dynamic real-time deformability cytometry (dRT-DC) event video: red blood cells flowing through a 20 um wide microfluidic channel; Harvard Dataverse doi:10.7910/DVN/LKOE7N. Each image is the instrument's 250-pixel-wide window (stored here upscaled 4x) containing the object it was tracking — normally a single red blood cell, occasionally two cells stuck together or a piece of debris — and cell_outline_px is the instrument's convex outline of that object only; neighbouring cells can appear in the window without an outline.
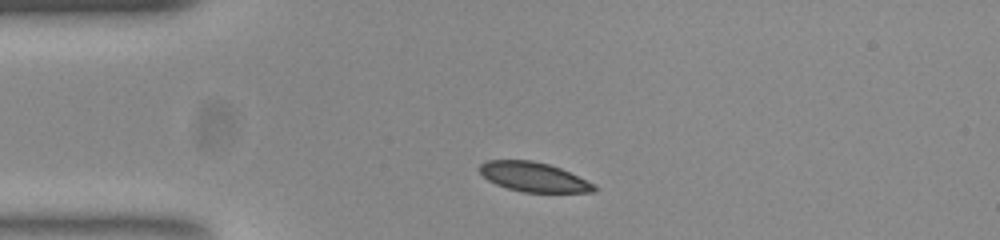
{"species": "common noctule bat (a hibernating species)", "species_latin": "Nyctalus noctula", "temperature_condition": "room temperature", "stored_images_in_passage": 42, "camera_frame_rate_fps": 3000, "um_per_image_px": 0.085, "animal": {"sex": "female", "body_mass_g": 23.0, "forearm_length_mm": 53.4}, "frame": {"image": 1, "passage_image": 1, "time_ms": 0.0, "image_size_px": [1000, 240], "cell_outline_px": [[596, 192], [524, 192], [508, 188], [496, 184], [488, 180], [480, 172], [480, 164], [488, 160], [532, 160], [548, 164], [560, 168], [596, 184]], "centroid_in_image_um": [45.38, 15.04], "position_along_channel_um": 39.6, "area_um2": 19.54}}
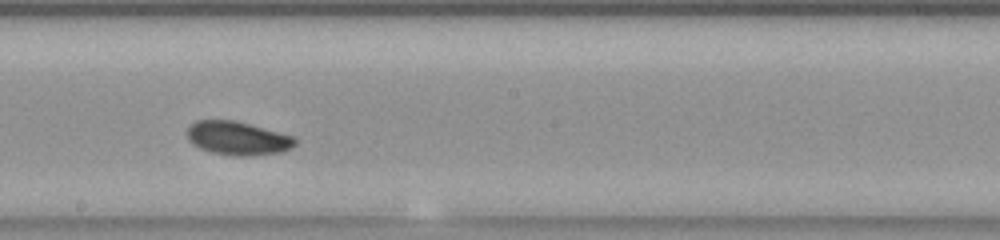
{"frame": {"image": 2, "passage_image": 18, "time_ms": 5.667, "image_size_px": [1000, 240], "cell_outline_px": [[296, 144], [292, 148], [280, 152], [252, 156], [232, 156], [212, 152], [200, 148], [192, 144], [188, 140], [188, 128], [196, 120], [232, 120], [296, 136]], "centroid_in_image_um": [20.23, 11.76], "position_along_channel_um": 228.0, "area_um2": 21.15}}
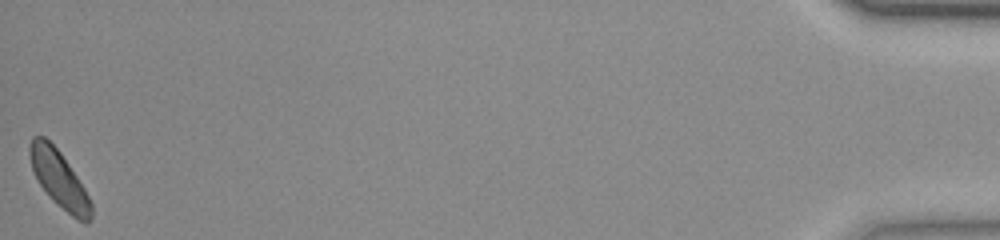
{"frame": {"image": 3, "passage_image": 42, "time_ms": 13.667, "image_size_px": [1000, 240], "cell_outline_px": [[92, 216], [88, 224], [84, 224], [72, 216], [52, 200], [40, 184], [32, 168], [28, 152], [28, 148], [32, 136], [44, 136], [60, 152], [84, 188], [92, 204]], "centroid_in_image_um": [5.03, 15.24], "position_along_channel_um": 430.2, "area_um2": 20.06}, "authors_computed_cell_mechanics": {"area_um2": 20.4612, "velocity_mm_per_s": 3.7984, "shape_relaxation_time_tau1_ms": 4.6707, "shape_relaxation_time_tau2_ms": null, "deformation_change_tau1": 0.1049, "deformation_change_tau2": null}}